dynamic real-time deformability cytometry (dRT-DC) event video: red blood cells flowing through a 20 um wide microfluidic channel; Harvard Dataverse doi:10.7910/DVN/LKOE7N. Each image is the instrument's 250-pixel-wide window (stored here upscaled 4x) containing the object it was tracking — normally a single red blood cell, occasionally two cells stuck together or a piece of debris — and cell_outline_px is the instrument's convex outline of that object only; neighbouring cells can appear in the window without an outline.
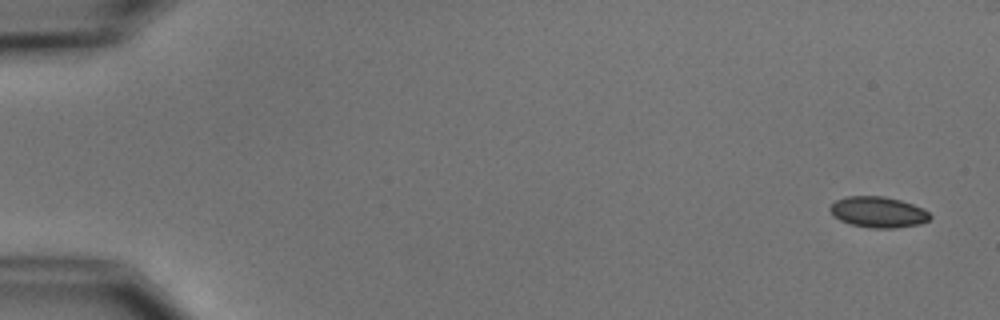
{"species": "common noctule bat (a hibernating species)", "species_latin": "Nyctalus noctula", "temperature_condition": "cold", "stored_images_in_passage": 7, "camera_frame_rate_fps": 3000, "um_per_image_px": 0.085, "animal": {"sex": "male", "body_mass_g": 15.6}, "frame": {"image": 1, "passage_image": 1, "time_ms": 0.0, "image_size_px": [1000, 320], "cell_outline_px": [[932, 216], [928, 220], [920, 224], [896, 228], [872, 228], [852, 224], [840, 220], [832, 216], [828, 208], [836, 200], [844, 196], [884, 196], [900, 200], [924, 208]], "centroid_in_image_um": [74.63, 18.02], "position_along_channel_um": 10.4, "area_um2": 18.09}}
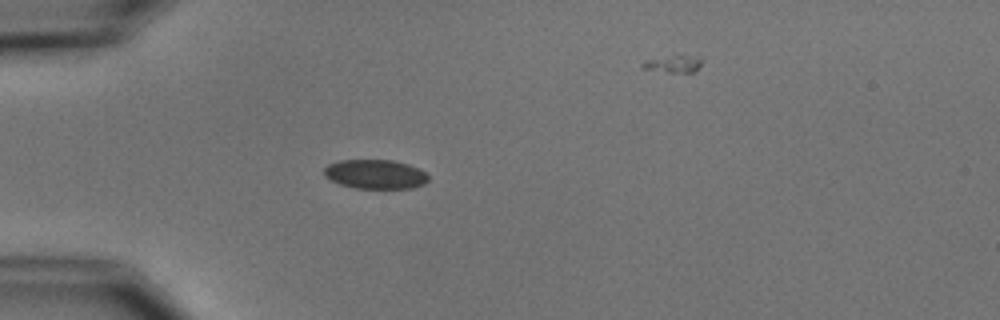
{"frame": {"image": 2, "passage_image": 5, "time_ms": 4.667, "image_size_px": [1000, 320], "cell_outline_px": [[428, 180], [424, 184], [412, 188], [356, 188], [340, 184], [324, 176], [324, 168], [328, 164], [340, 160], [392, 160], [408, 164], [424, 172], [428, 176]], "centroid_in_image_um": [31.88, 14.8], "position_along_channel_um": 53.1, "area_um2": 17.63}}